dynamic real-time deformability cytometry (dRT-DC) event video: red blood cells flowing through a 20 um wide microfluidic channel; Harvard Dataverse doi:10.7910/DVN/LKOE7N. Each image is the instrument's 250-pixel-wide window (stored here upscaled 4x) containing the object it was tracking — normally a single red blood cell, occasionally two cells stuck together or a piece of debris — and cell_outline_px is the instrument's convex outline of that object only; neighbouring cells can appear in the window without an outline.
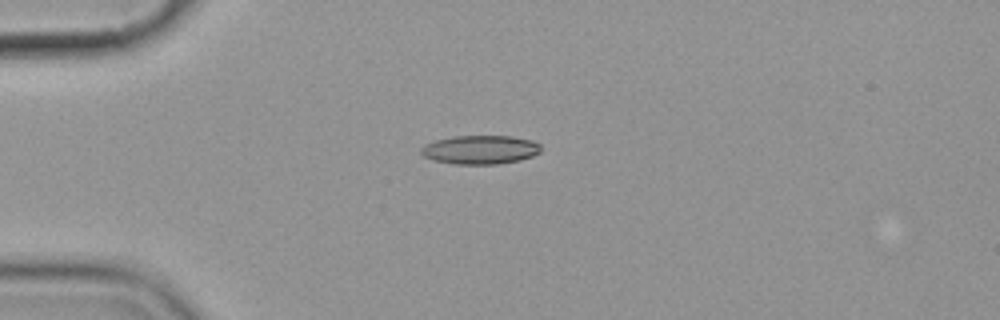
{"species": "common noctule bat (a hibernating species)", "species_latin": "Nyctalus noctula", "temperature_condition": "cold", "stored_images_in_passage": 4, "camera_frame_rate_fps": 3000, "um_per_image_px": 0.085, "animal": {"sex": "female", "body_mass_g": 19.9}, "frame": {"image": 1, "passage_image": 1, "time_ms": 0.0, "image_size_px": [1000, 320], "cell_outline_px": [[540, 152], [532, 156], [520, 160], [496, 164], [456, 164], [432, 160], [424, 156], [420, 152], [420, 148], [424, 144], [436, 140], [452, 136], [512, 136], [532, 140], [540, 144]], "centroid_in_image_um": [40.8, 12.72], "position_along_channel_um": 44.2, "area_um2": 20.17}}
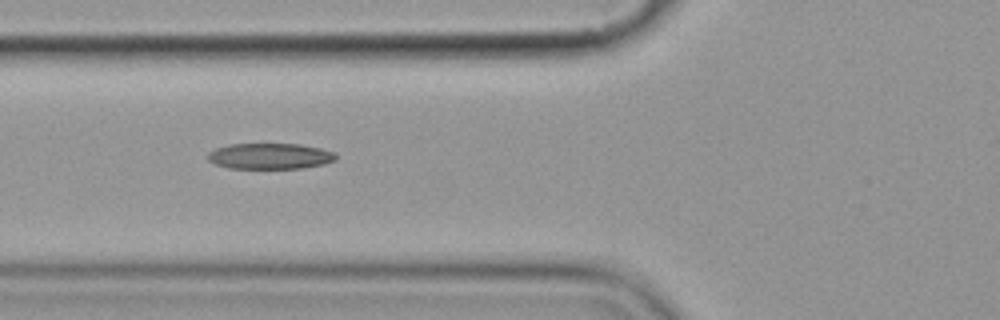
{"frame": {"image": 2, "passage_image": 3, "time_ms": 2.333, "image_size_px": [1000, 320], "cell_outline_px": [[336, 160], [324, 164], [304, 168], [228, 168], [216, 164], [208, 160], [208, 152], [216, 148], [228, 144], [300, 144], [320, 148], [336, 152]], "centroid_in_image_um": [22.97, 13.27], "position_along_channel_um": 102.8, "area_um2": 19.36}}
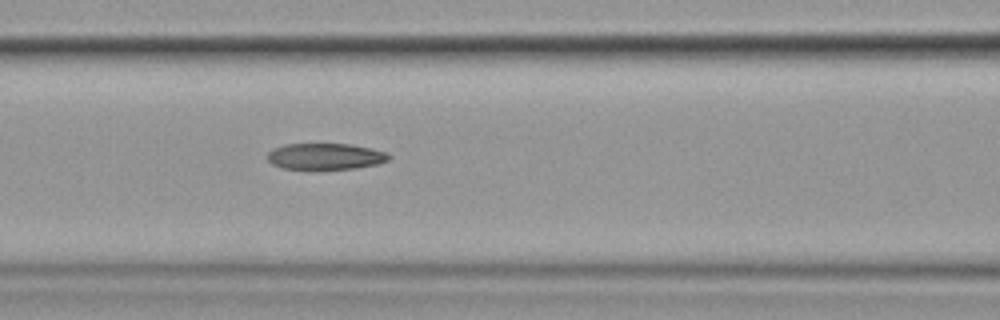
{"frame": {"image": 3, "passage_image": 4, "time_ms": 3.333, "image_size_px": [1000, 320], "cell_outline_px": [[392, 156], [388, 160], [376, 164], [356, 168], [308, 172], [284, 168], [272, 164], [268, 160], [268, 152], [272, 148], [284, 144], [352, 144], [372, 148], [388, 152]], "centroid_in_image_um": [27.64, 13.33], "position_along_channel_um": 139.0, "area_um2": 19.48}}